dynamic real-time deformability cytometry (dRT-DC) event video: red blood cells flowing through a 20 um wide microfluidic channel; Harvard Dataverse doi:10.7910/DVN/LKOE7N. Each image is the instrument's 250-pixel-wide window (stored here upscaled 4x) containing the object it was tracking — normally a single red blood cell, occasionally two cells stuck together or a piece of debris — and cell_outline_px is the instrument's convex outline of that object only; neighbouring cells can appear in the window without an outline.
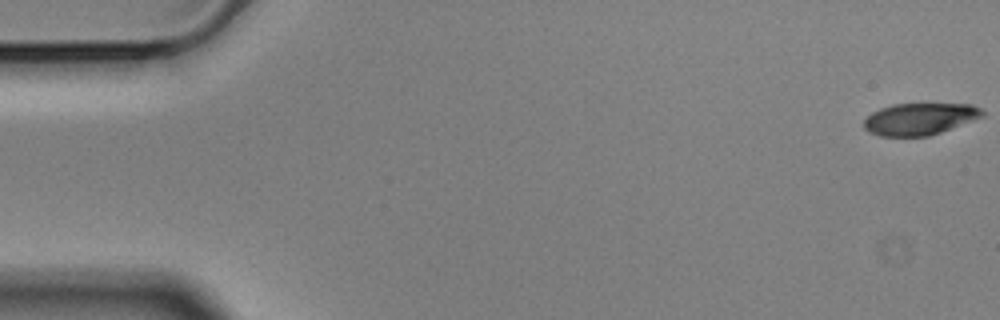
{"species": "Egyptian fruit bat (a non-hibernating species)", "species_latin": "Rousettus aegyptiacus", "temperature_condition": "cold", "stored_images_in_passage": 34, "camera_frame_rate_fps": 3000, "um_per_image_px": 0.085, "animal": {"sex": "male"}, "frame": {"image": 1, "passage_image": 1, "time_ms": 0.0, "image_size_px": [1000, 320], "cell_outline_px": [[984, 116], [940, 132], [928, 136], [880, 136], [868, 132], [864, 128], [864, 120], [872, 112], [880, 108], [892, 104], [972, 104], [980, 108], [984, 112]], "centroid_in_image_um": [78.15, 10.11], "position_along_channel_um": 6.8, "area_um2": 21.91}}
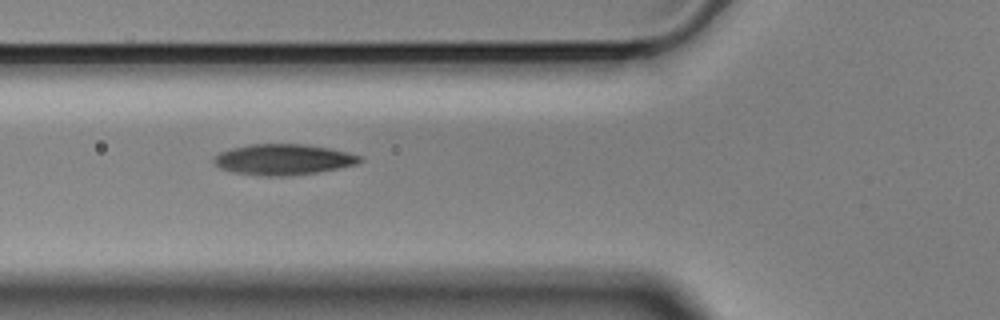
{"frame": {"image": 2, "passage_image": 21, "time_ms": 6.667, "image_size_px": [1000, 320], "cell_outline_px": [[364, 160], [356, 164], [316, 172], [288, 176], [264, 176], [232, 172], [220, 168], [212, 160], [220, 152], [232, 148], [252, 144], [304, 144], [328, 148], [360, 156]], "centroid_in_image_um": [24.04, 13.56], "position_along_channel_um": 101.8, "area_um2": 25.84}}
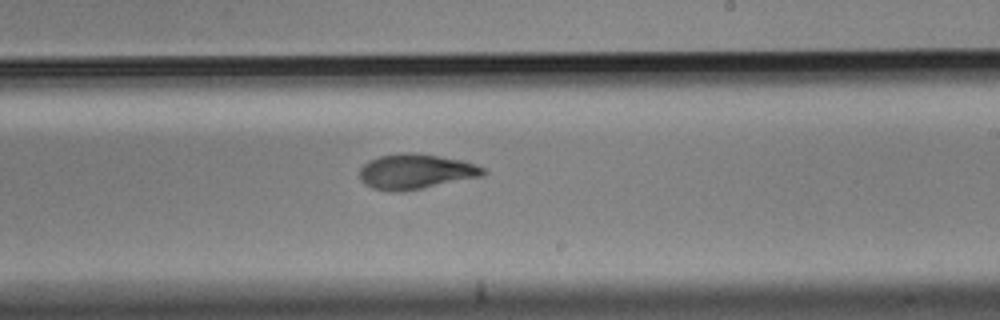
{"frame": {"image": 3, "passage_image": 34, "time_ms": 11.0, "image_size_px": [1000, 320], "cell_outline_px": [[488, 172], [480, 176], [404, 192], [392, 192], [372, 188], [364, 184], [360, 180], [360, 168], [368, 160], [380, 156], [404, 152], [412, 152], [460, 160], [476, 164], [484, 168]], "centroid_in_image_um": [35.29, 14.59], "position_along_channel_um": 253.7, "area_um2": 25.2}}